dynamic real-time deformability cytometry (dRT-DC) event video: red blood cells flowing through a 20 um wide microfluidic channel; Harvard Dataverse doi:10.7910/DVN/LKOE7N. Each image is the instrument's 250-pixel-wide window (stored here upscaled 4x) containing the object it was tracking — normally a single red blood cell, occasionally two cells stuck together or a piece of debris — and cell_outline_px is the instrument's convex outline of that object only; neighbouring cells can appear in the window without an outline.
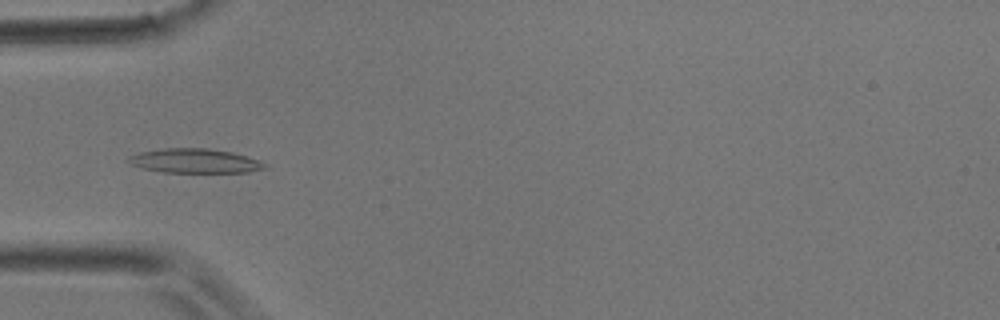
{"species": "common noctule bat (a hibernating species)", "species_latin": "Nyctalus noctula", "temperature_condition": "room temperature", "stored_images_in_passage": 2, "camera_frame_rate_fps": 3000, "um_per_image_px": 0.085, "animal": {"sex": "male", "body_mass_g": 17.9}, "frame": {"image": 1, "passage_image": 2, "time_ms": 0.333, "image_size_px": [1000, 320], "cell_outline_px": [[268, 168], [248, 172], [164, 172], [144, 168], [132, 164], [124, 160], [140, 152], [164, 148], [208, 148], [232, 152], [268, 164]], "centroid_in_image_um": [16.58, 13.67], "position_along_channel_um": 68.4, "area_um2": 19.07}}